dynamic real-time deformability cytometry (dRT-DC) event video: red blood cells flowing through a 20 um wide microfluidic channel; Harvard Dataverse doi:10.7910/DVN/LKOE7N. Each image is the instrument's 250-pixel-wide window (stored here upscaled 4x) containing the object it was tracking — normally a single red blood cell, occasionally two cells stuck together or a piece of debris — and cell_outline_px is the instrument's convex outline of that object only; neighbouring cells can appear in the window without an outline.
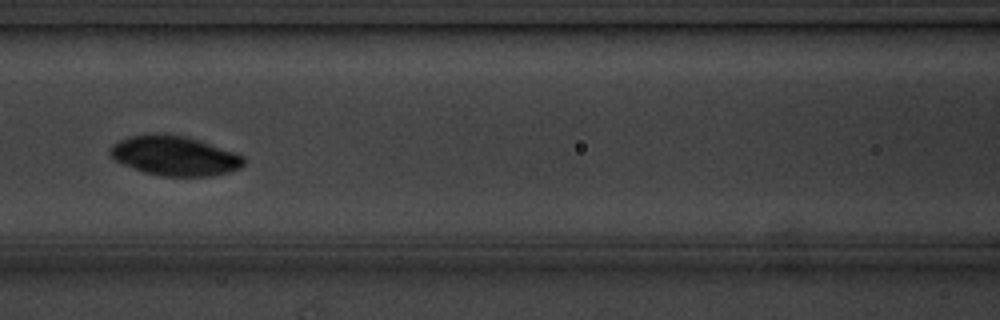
{"species": "common noctule bat (a hibernating species)", "species_latin": "Nyctalus noctula", "temperature_condition": "cold", "stored_images_in_passage": 16, "camera_frame_rate_fps": 3000, "um_per_image_px": 0.085, "animal": {"sex": "male", "body_mass_g": 20.1, "forearm_length_mm": 53.5}, "frame": {"image": 1, "passage_image": 7, "time_ms": 8.0, "image_size_px": [1000, 320], "cell_outline_px": [[244, 164], [240, 168], [228, 172], [212, 176], [160, 176], [144, 172], [112, 160], [108, 152], [112, 144], [128, 136], [184, 136], [200, 140], [236, 152], [244, 156]], "centroid_in_image_um": [14.86, 13.27], "position_along_channel_um": 151.7, "area_um2": 30.46}}
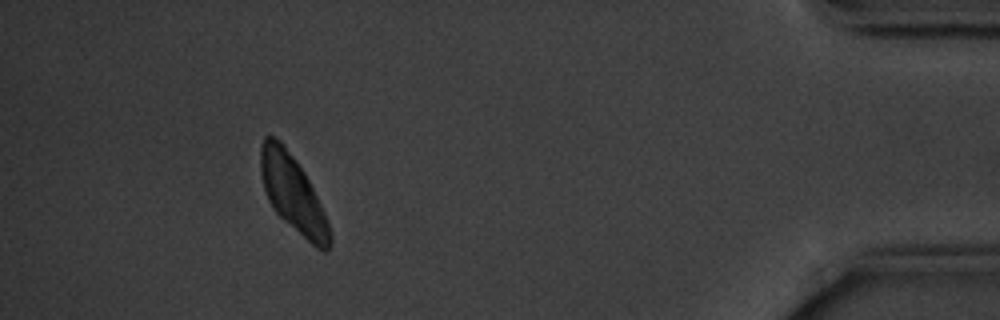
{"frame": {"image": 2, "passage_image": 14, "time_ms": 17.0, "image_size_px": [1000, 320], "cell_outline_px": [[332, 244], [324, 252], [316, 248], [284, 220], [272, 208], [268, 200], [264, 188], [260, 172], [260, 148], [264, 136], [272, 136], [280, 140], [296, 160], [304, 172], [324, 212], [332, 236]], "centroid_in_image_um": [24.88, 16.46], "position_along_channel_um": 410.3, "area_um2": 30.58}}